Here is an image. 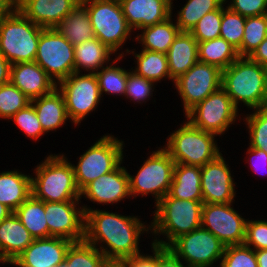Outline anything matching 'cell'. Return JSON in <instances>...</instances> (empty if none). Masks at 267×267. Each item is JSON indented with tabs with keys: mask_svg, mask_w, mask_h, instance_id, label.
I'll return each instance as SVG.
<instances>
[{
	"mask_svg": "<svg viewBox=\"0 0 267 267\" xmlns=\"http://www.w3.org/2000/svg\"><path fill=\"white\" fill-rule=\"evenodd\" d=\"M82 208L85 212L84 240L95 247L99 242L106 243L109 250L100 245L99 251L110 263H119L141 255L138 247L140 234L151 227H145L135 216H122L85 206Z\"/></svg>",
	"mask_w": 267,
	"mask_h": 267,
	"instance_id": "6da1fadb",
	"label": "cell"
},
{
	"mask_svg": "<svg viewBox=\"0 0 267 267\" xmlns=\"http://www.w3.org/2000/svg\"><path fill=\"white\" fill-rule=\"evenodd\" d=\"M222 88L238 108L239 102L252 109L267 106V67L249 57H238L222 70Z\"/></svg>",
	"mask_w": 267,
	"mask_h": 267,
	"instance_id": "7a4b0ae2",
	"label": "cell"
},
{
	"mask_svg": "<svg viewBox=\"0 0 267 267\" xmlns=\"http://www.w3.org/2000/svg\"><path fill=\"white\" fill-rule=\"evenodd\" d=\"M202 208L203 201L180 200L167 194L156 204L150 230L167 236L168 242L156 238L152 244L168 247L176 238L201 227Z\"/></svg>",
	"mask_w": 267,
	"mask_h": 267,
	"instance_id": "3957f363",
	"label": "cell"
},
{
	"mask_svg": "<svg viewBox=\"0 0 267 267\" xmlns=\"http://www.w3.org/2000/svg\"><path fill=\"white\" fill-rule=\"evenodd\" d=\"M36 177L31 178L32 195L44 202L80 200L72 164L64 155H49L35 169Z\"/></svg>",
	"mask_w": 267,
	"mask_h": 267,
	"instance_id": "277c9868",
	"label": "cell"
},
{
	"mask_svg": "<svg viewBox=\"0 0 267 267\" xmlns=\"http://www.w3.org/2000/svg\"><path fill=\"white\" fill-rule=\"evenodd\" d=\"M42 29L13 4L0 20V53L11 64L35 61Z\"/></svg>",
	"mask_w": 267,
	"mask_h": 267,
	"instance_id": "5b68a950",
	"label": "cell"
},
{
	"mask_svg": "<svg viewBox=\"0 0 267 267\" xmlns=\"http://www.w3.org/2000/svg\"><path fill=\"white\" fill-rule=\"evenodd\" d=\"M214 136L216 135L198 129L186 121L170 135L167 146L163 148L175 163L202 167L221 154L214 142Z\"/></svg>",
	"mask_w": 267,
	"mask_h": 267,
	"instance_id": "8992f818",
	"label": "cell"
},
{
	"mask_svg": "<svg viewBox=\"0 0 267 267\" xmlns=\"http://www.w3.org/2000/svg\"><path fill=\"white\" fill-rule=\"evenodd\" d=\"M123 141L105 135L79 157L77 166L72 165L80 192L92 181L110 173L121 165Z\"/></svg>",
	"mask_w": 267,
	"mask_h": 267,
	"instance_id": "52a82bcc",
	"label": "cell"
},
{
	"mask_svg": "<svg viewBox=\"0 0 267 267\" xmlns=\"http://www.w3.org/2000/svg\"><path fill=\"white\" fill-rule=\"evenodd\" d=\"M86 6L95 37L114 53L121 48L132 29L121 5L108 0H81Z\"/></svg>",
	"mask_w": 267,
	"mask_h": 267,
	"instance_id": "ba28073f",
	"label": "cell"
},
{
	"mask_svg": "<svg viewBox=\"0 0 267 267\" xmlns=\"http://www.w3.org/2000/svg\"><path fill=\"white\" fill-rule=\"evenodd\" d=\"M174 166L175 161L164 148L154 151L135 177L129 174L131 197L136 194L144 196L151 193L155 196L157 204L169 192Z\"/></svg>",
	"mask_w": 267,
	"mask_h": 267,
	"instance_id": "9c48e42d",
	"label": "cell"
},
{
	"mask_svg": "<svg viewBox=\"0 0 267 267\" xmlns=\"http://www.w3.org/2000/svg\"><path fill=\"white\" fill-rule=\"evenodd\" d=\"M35 62L59 83L75 72L74 46L55 28H43Z\"/></svg>",
	"mask_w": 267,
	"mask_h": 267,
	"instance_id": "30bf717a",
	"label": "cell"
},
{
	"mask_svg": "<svg viewBox=\"0 0 267 267\" xmlns=\"http://www.w3.org/2000/svg\"><path fill=\"white\" fill-rule=\"evenodd\" d=\"M238 108L221 87L203 101L196 104L185 115L187 120L198 129L221 135L234 123Z\"/></svg>",
	"mask_w": 267,
	"mask_h": 267,
	"instance_id": "8fae6325",
	"label": "cell"
},
{
	"mask_svg": "<svg viewBox=\"0 0 267 267\" xmlns=\"http://www.w3.org/2000/svg\"><path fill=\"white\" fill-rule=\"evenodd\" d=\"M225 247L216 236L202 226L176 238L168 246L179 259L185 260L187 267H211L222 258Z\"/></svg>",
	"mask_w": 267,
	"mask_h": 267,
	"instance_id": "7c38bea8",
	"label": "cell"
},
{
	"mask_svg": "<svg viewBox=\"0 0 267 267\" xmlns=\"http://www.w3.org/2000/svg\"><path fill=\"white\" fill-rule=\"evenodd\" d=\"M74 72L58 84L65 101L68 118L74 124L81 123L91 111L96 109L100 102L101 93L95 74Z\"/></svg>",
	"mask_w": 267,
	"mask_h": 267,
	"instance_id": "4fadbf2b",
	"label": "cell"
},
{
	"mask_svg": "<svg viewBox=\"0 0 267 267\" xmlns=\"http://www.w3.org/2000/svg\"><path fill=\"white\" fill-rule=\"evenodd\" d=\"M174 83L183 100L186 114L222 87V70L215 65L197 61L185 74L174 80Z\"/></svg>",
	"mask_w": 267,
	"mask_h": 267,
	"instance_id": "5bb4252c",
	"label": "cell"
},
{
	"mask_svg": "<svg viewBox=\"0 0 267 267\" xmlns=\"http://www.w3.org/2000/svg\"><path fill=\"white\" fill-rule=\"evenodd\" d=\"M232 203H203L201 226L216 236L225 246L244 244L246 221Z\"/></svg>",
	"mask_w": 267,
	"mask_h": 267,
	"instance_id": "9a60e30c",
	"label": "cell"
},
{
	"mask_svg": "<svg viewBox=\"0 0 267 267\" xmlns=\"http://www.w3.org/2000/svg\"><path fill=\"white\" fill-rule=\"evenodd\" d=\"M78 201L45 202L49 237H61L72 242L84 240L85 212L83 208L76 207Z\"/></svg>",
	"mask_w": 267,
	"mask_h": 267,
	"instance_id": "2e32d148",
	"label": "cell"
},
{
	"mask_svg": "<svg viewBox=\"0 0 267 267\" xmlns=\"http://www.w3.org/2000/svg\"><path fill=\"white\" fill-rule=\"evenodd\" d=\"M222 154L201 167V190L203 203H232L235 196V183Z\"/></svg>",
	"mask_w": 267,
	"mask_h": 267,
	"instance_id": "e0dca14e",
	"label": "cell"
},
{
	"mask_svg": "<svg viewBox=\"0 0 267 267\" xmlns=\"http://www.w3.org/2000/svg\"><path fill=\"white\" fill-rule=\"evenodd\" d=\"M73 242L61 237L34 239L15 259L23 267H57Z\"/></svg>",
	"mask_w": 267,
	"mask_h": 267,
	"instance_id": "ac0fdd59",
	"label": "cell"
},
{
	"mask_svg": "<svg viewBox=\"0 0 267 267\" xmlns=\"http://www.w3.org/2000/svg\"><path fill=\"white\" fill-rule=\"evenodd\" d=\"M81 0H13L19 11L34 24L55 28Z\"/></svg>",
	"mask_w": 267,
	"mask_h": 267,
	"instance_id": "d6986e66",
	"label": "cell"
},
{
	"mask_svg": "<svg viewBox=\"0 0 267 267\" xmlns=\"http://www.w3.org/2000/svg\"><path fill=\"white\" fill-rule=\"evenodd\" d=\"M93 202L110 204L130 197L129 173L120 165L110 173L103 174L89 183L82 191L81 196Z\"/></svg>",
	"mask_w": 267,
	"mask_h": 267,
	"instance_id": "ffe728a7",
	"label": "cell"
},
{
	"mask_svg": "<svg viewBox=\"0 0 267 267\" xmlns=\"http://www.w3.org/2000/svg\"><path fill=\"white\" fill-rule=\"evenodd\" d=\"M10 82L30 100L51 93L58 86L35 61L12 64Z\"/></svg>",
	"mask_w": 267,
	"mask_h": 267,
	"instance_id": "44dd1931",
	"label": "cell"
},
{
	"mask_svg": "<svg viewBox=\"0 0 267 267\" xmlns=\"http://www.w3.org/2000/svg\"><path fill=\"white\" fill-rule=\"evenodd\" d=\"M172 0H125L121 8L131 29H143L172 15Z\"/></svg>",
	"mask_w": 267,
	"mask_h": 267,
	"instance_id": "7402d4cb",
	"label": "cell"
},
{
	"mask_svg": "<svg viewBox=\"0 0 267 267\" xmlns=\"http://www.w3.org/2000/svg\"><path fill=\"white\" fill-rule=\"evenodd\" d=\"M34 238L12 212L0 222V256L2 263L15 260L32 242Z\"/></svg>",
	"mask_w": 267,
	"mask_h": 267,
	"instance_id": "603a6c76",
	"label": "cell"
},
{
	"mask_svg": "<svg viewBox=\"0 0 267 267\" xmlns=\"http://www.w3.org/2000/svg\"><path fill=\"white\" fill-rule=\"evenodd\" d=\"M166 55L170 78L174 81L198 61V42L190 32L180 31Z\"/></svg>",
	"mask_w": 267,
	"mask_h": 267,
	"instance_id": "cb8c5ba5",
	"label": "cell"
},
{
	"mask_svg": "<svg viewBox=\"0 0 267 267\" xmlns=\"http://www.w3.org/2000/svg\"><path fill=\"white\" fill-rule=\"evenodd\" d=\"M168 195L180 200L203 201L201 167L175 163Z\"/></svg>",
	"mask_w": 267,
	"mask_h": 267,
	"instance_id": "d4e9b609",
	"label": "cell"
},
{
	"mask_svg": "<svg viewBox=\"0 0 267 267\" xmlns=\"http://www.w3.org/2000/svg\"><path fill=\"white\" fill-rule=\"evenodd\" d=\"M30 103L44 132L56 130L68 120L64 97L57 87L51 93L33 99Z\"/></svg>",
	"mask_w": 267,
	"mask_h": 267,
	"instance_id": "484cf974",
	"label": "cell"
},
{
	"mask_svg": "<svg viewBox=\"0 0 267 267\" xmlns=\"http://www.w3.org/2000/svg\"><path fill=\"white\" fill-rule=\"evenodd\" d=\"M31 178L17 170L0 173V203L14 212L32 195Z\"/></svg>",
	"mask_w": 267,
	"mask_h": 267,
	"instance_id": "4316f807",
	"label": "cell"
},
{
	"mask_svg": "<svg viewBox=\"0 0 267 267\" xmlns=\"http://www.w3.org/2000/svg\"><path fill=\"white\" fill-rule=\"evenodd\" d=\"M55 29L73 46L95 37L86 6L82 2L78 3Z\"/></svg>",
	"mask_w": 267,
	"mask_h": 267,
	"instance_id": "83f0119b",
	"label": "cell"
},
{
	"mask_svg": "<svg viewBox=\"0 0 267 267\" xmlns=\"http://www.w3.org/2000/svg\"><path fill=\"white\" fill-rule=\"evenodd\" d=\"M112 53L114 52L96 37L82 42L74 46V70L80 73V68H82L89 70L90 74H95L104 67L105 62L110 61L109 55Z\"/></svg>",
	"mask_w": 267,
	"mask_h": 267,
	"instance_id": "f1b7e54d",
	"label": "cell"
},
{
	"mask_svg": "<svg viewBox=\"0 0 267 267\" xmlns=\"http://www.w3.org/2000/svg\"><path fill=\"white\" fill-rule=\"evenodd\" d=\"M14 213L34 239L49 237L44 201L31 195Z\"/></svg>",
	"mask_w": 267,
	"mask_h": 267,
	"instance_id": "f546056e",
	"label": "cell"
},
{
	"mask_svg": "<svg viewBox=\"0 0 267 267\" xmlns=\"http://www.w3.org/2000/svg\"><path fill=\"white\" fill-rule=\"evenodd\" d=\"M171 17L153 26L141 29L144 32L139 36L137 35L136 40L140 39L139 41L142 42L145 50L167 53L180 32L179 27L171 21Z\"/></svg>",
	"mask_w": 267,
	"mask_h": 267,
	"instance_id": "4dcf8cb0",
	"label": "cell"
},
{
	"mask_svg": "<svg viewBox=\"0 0 267 267\" xmlns=\"http://www.w3.org/2000/svg\"><path fill=\"white\" fill-rule=\"evenodd\" d=\"M238 57L237 50L221 37L198 42V61L215 65L221 70L229 67Z\"/></svg>",
	"mask_w": 267,
	"mask_h": 267,
	"instance_id": "1f68e13d",
	"label": "cell"
},
{
	"mask_svg": "<svg viewBox=\"0 0 267 267\" xmlns=\"http://www.w3.org/2000/svg\"><path fill=\"white\" fill-rule=\"evenodd\" d=\"M135 57L137 59V68L133 72L136 75L153 82H158L163 77L171 79L165 53L142 49L140 53H135Z\"/></svg>",
	"mask_w": 267,
	"mask_h": 267,
	"instance_id": "d6a6232c",
	"label": "cell"
},
{
	"mask_svg": "<svg viewBox=\"0 0 267 267\" xmlns=\"http://www.w3.org/2000/svg\"><path fill=\"white\" fill-rule=\"evenodd\" d=\"M99 249L85 240L73 242L67 250L64 262L68 267H108L110 262Z\"/></svg>",
	"mask_w": 267,
	"mask_h": 267,
	"instance_id": "836d02e7",
	"label": "cell"
},
{
	"mask_svg": "<svg viewBox=\"0 0 267 267\" xmlns=\"http://www.w3.org/2000/svg\"><path fill=\"white\" fill-rule=\"evenodd\" d=\"M224 3L225 0H188L178 12L176 25L180 31L190 32L206 13L217 10Z\"/></svg>",
	"mask_w": 267,
	"mask_h": 267,
	"instance_id": "e575fe53",
	"label": "cell"
},
{
	"mask_svg": "<svg viewBox=\"0 0 267 267\" xmlns=\"http://www.w3.org/2000/svg\"><path fill=\"white\" fill-rule=\"evenodd\" d=\"M245 22L246 17L231 11L228 7L225 9L222 4L220 37L225 39L237 50L239 57H242V40Z\"/></svg>",
	"mask_w": 267,
	"mask_h": 267,
	"instance_id": "d590c367",
	"label": "cell"
},
{
	"mask_svg": "<svg viewBox=\"0 0 267 267\" xmlns=\"http://www.w3.org/2000/svg\"><path fill=\"white\" fill-rule=\"evenodd\" d=\"M267 37V14L247 17L242 40V57H249Z\"/></svg>",
	"mask_w": 267,
	"mask_h": 267,
	"instance_id": "8d00e7d4",
	"label": "cell"
},
{
	"mask_svg": "<svg viewBox=\"0 0 267 267\" xmlns=\"http://www.w3.org/2000/svg\"><path fill=\"white\" fill-rule=\"evenodd\" d=\"M128 73L121 67L110 66L103 67L101 71L96 72L100 93L125 95Z\"/></svg>",
	"mask_w": 267,
	"mask_h": 267,
	"instance_id": "74e56055",
	"label": "cell"
},
{
	"mask_svg": "<svg viewBox=\"0 0 267 267\" xmlns=\"http://www.w3.org/2000/svg\"><path fill=\"white\" fill-rule=\"evenodd\" d=\"M30 102L31 100L11 82L0 86V118L10 119Z\"/></svg>",
	"mask_w": 267,
	"mask_h": 267,
	"instance_id": "f35d334b",
	"label": "cell"
},
{
	"mask_svg": "<svg viewBox=\"0 0 267 267\" xmlns=\"http://www.w3.org/2000/svg\"><path fill=\"white\" fill-rule=\"evenodd\" d=\"M254 110L256 111L247 115L245 120L250 133L249 146L267 153V106Z\"/></svg>",
	"mask_w": 267,
	"mask_h": 267,
	"instance_id": "ab89813d",
	"label": "cell"
},
{
	"mask_svg": "<svg viewBox=\"0 0 267 267\" xmlns=\"http://www.w3.org/2000/svg\"><path fill=\"white\" fill-rule=\"evenodd\" d=\"M222 19V5L212 12L206 13L190 33L197 42H204L220 37V27Z\"/></svg>",
	"mask_w": 267,
	"mask_h": 267,
	"instance_id": "60d3db41",
	"label": "cell"
},
{
	"mask_svg": "<svg viewBox=\"0 0 267 267\" xmlns=\"http://www.w3.org/2000/svg\"><path fill=\"white\" fill-rule=\"evenodd\" d=\"M219 267H258L255 250L245 244L226 246Z\"/></svg>",
	"mask_w": 267,
	"mask_h": 267,
	"instance_id": "b9f144b4",
	"label": "cell"
},
{
	"mask_svg": "<svg viewBox=\"0 0 267 267\" xmlns=\"http://www.w3.org/2000/svg\"><path fill=\"white\" fill-rule=\"evenodd\" d=\"M12 118L18 127L32 139L37 140L45 133L41 127L39 119L37 118V113L31 103L25 108L20 109L10 119Z\"/></svg>",
	"mask_w": 267,
	"mask_h": 267,
	"instance_id": "7bdbcfd3",
	"label": "cell"
},
{
	"mask_svg": "<svg viewBox=\"0 0 267 267\" xmlns=\"http://www.w3.org/2000/svg\"><path fill=\"white\" fill-rule=\"evenodd\" d=\"M153 81L145 79L144 77L136 75L133 71L128 73L126 84V98H132L134 101H144L151 96Z\"/></svg>",
	"mask_w": 267,
	"mask_h": 267,
	"instance_id": "ee69618b",
	"label": "cell"
},
{
	"mask_svg": "<svg viewBox=\"0 0 267 267\" xmlns=\"http://www.w3.org/2000/svg\"><path fill=\"white\" fill-rule=\"evenodd\" d=\"M244 244L254 250L267 249V221H246Z\"/></svg>",
	"mask_w": 267,
	"mask_h": 267,
	"instance_id": "f6af8a7d",
	"label": "cell"
},
{
	"mask_svg": "<svg viewBox=\"0 0 267 267\" xmlns=\"http://www.w3.org/2000/svg\"><path fill=\"white\" fill-rule=\"evenodd\" d=\"M230 3L231 11L246 18L267 14V0H232Z\"/></svg>",
	"mask_w": 267,
	"mask_h": 267,
	"instance_id": "bcb514c9",
	"label": "cell"
},
{
	"mask_svg": "<svg viewBox=\"0 0 267 267\" xmlns=\"http://www.w3.org/2000/svg\"><path fill=\"white\" fill-rule=\"evenodd\" d=\"M156 266L157 267H187L168 247L156 245Z\"/></svg>",
	"mask_w": 267,
	"mask_h": 267,
	"instance_id": "7dc6e473",
	"label": "cell"
},
{
	"mask_svg": "<svg viewBox=\"0 0 267 267\" xmlns=\"http://www.w3.org/2000/svg\"><path fill=\"white\" fill-rule=\"evenodd\" d=\"M153 256L139 255L125 261L119 262L123 267H157L156 266V245L152 244Z\"/></svg>",
	"mask_w": 267,
	"mask_h": 267,
	"instance_id": "c3c4849f",
	"label": "cell"
},
{
	"mask_svg": "<svg viewBox=\"0 0 267 267\" xmlns=\"http://www.w3.org/2000/svg\"><path fill=\"white\" fill-rule=\"evenodd\" d=\"M248 153H249V155H253V158L252 157H250L251 159H250V162H251V168L253 167V170H255V172H257L258 173V171H260V170H258V169H260L261 168V166H262V168L263 167H266L265 169H266V171H267V153L266 152H264L263 150H260V149H257V148H252V147H250L249 146V149H248V151H247ZM254 157H255V159H254ZM254 161H253V160ZM257 159V160H256ZM252 161H253V163H252ZM256 161V162H255ZM253 165V166H252ZM254 165H256V166H254ZM259 165V166H258ZM258 167H260V168H258ZM258 170V171H257ZM263 171H264V169H263ZM262 172V171H261Z\"/></svg>",
	"mask_w": 267,
	"mask_h": 267,
	"instance_id": "681fc988",
	"label": "cell"
},
{
	"mask_svg": "<svg viewBox=\"0 0 267 267\" xmlns=\"http://www.w3.org/2000/svg\"><path fill=\"white\" fill-rule=\"evenodd\" d=\"M249 58L256 63L267 67V37L252 52Z\"/></svg>",
	"mask_w": 267,
	"mask_h": 267,
	"instance_id": "f907efd6",
	"label": "cell"
},
{
	"mask_svg": "<svg viewBox=\"0 0 267 267\" xmlns=\"http://www.w3.org/2000/svg\"><path fill=\"white\" fill-rule=\"evenodd\" d=\"M12 64L0 53V86L10 82Z\"/></svg>",
	"mask_w": 267,
	"mask_h": 267,
	"instance_id": "816d5d0a",
	"label": "cell"
},
{
	"mask_svg": "<svg viewBox=\"0 0 267 267\" xmlns=\"http://www.w3.org/2000/svg\"><path fill=\"white\" fill-rule=\"evenodd\" d=\"M258 267H267V249L255 250Z\"/></svg>",
	"mask_w": 267,
	"mask_h": 267,
	"instance_id": "f5cc1de1",
	"label": "cell"
},
{
	"mask_svg": "<svg viewBox=\"0 0 267 267\" xmlns=\"http://www.w3.org/2000/svg\"><path fill=\"white\" fill-rule=\"evenodd\" d=\"M12 5L13 0H0V20Z\"/></svg>",
	"mask_w": 267,
	"mask_h": 267,
	"instance_id": "db71d44e",
	"label": "cell"
},
{
	"mask_svg": "<svg viewBox=\"0 0 267 267\" xmlns=\"http://www.w3.org/2000/svg\"><path fill=\"white\" fill-rule=\"evenodd\" d=\"M11 213L12 211L8 207L0 203V222L7 218Z\"/></svg>",
	"mask_w": 267,
	"mask_h": 267,
	"instance_id": "11a10c76",
	"label": "cell"
},
{
	"mask_svg": "<svg viewBox=\"0 0 267 267\" xmlns=\"http://www.w3.org/2000/svg\"><path fill=\"white\" fill-rule=\"evenodd\" d=\"M108 267H123L120 263H110Z\"/></svg>",
	"mask_w": 267,
	"mask_h": 267,
	"instance_id": "9f6ffc18",
	"label": "cell"
},
{
	"mask_svg": "<svg viewBox=\"0 0 267 267\" xmlns=\"http://www.w3.org/2000/svg\"><path fill=\"white\" fill-rule=\"evenodd\" d=\"M9 264H13V265H17L19 267H23L16 260L11 261Z\"/></svg>",
	"mask_w": 267,
	"mask_h": 267,
	"instance_id": "6f0895ef",
	"label": "cell"
},
{
	"mask_svg": "<svg viewBox=\"0 0 267 267\" xmlns=\"http://www.w3.org/2000/svg\"><path fill=\"white\" fill-rule=\"evenodd\" d=\"M108 1H113V2H115V3H119V4H121V3L124 2L125 0H108Z\"/></svg>",
	"mask_w": 267,
	"mask_h": 267,
	"instance_id": "680465c9",
	"label": "cell"
},
{
	"mask_svg": "<svg viewBox=\"0 0 267 267\" xmlns=\"http://www.w3.org/2000/svg\"><path fill=\"white\" fill-rule=\"evenodd\" d=\"M57 267H68V265L64 262L62 264H59Z\"/></svg>",
	"mask_w": 267,
	"mask_h": 267,
	"instance_id": "91938a15",
	"label": "cell"
}]
</instances>
